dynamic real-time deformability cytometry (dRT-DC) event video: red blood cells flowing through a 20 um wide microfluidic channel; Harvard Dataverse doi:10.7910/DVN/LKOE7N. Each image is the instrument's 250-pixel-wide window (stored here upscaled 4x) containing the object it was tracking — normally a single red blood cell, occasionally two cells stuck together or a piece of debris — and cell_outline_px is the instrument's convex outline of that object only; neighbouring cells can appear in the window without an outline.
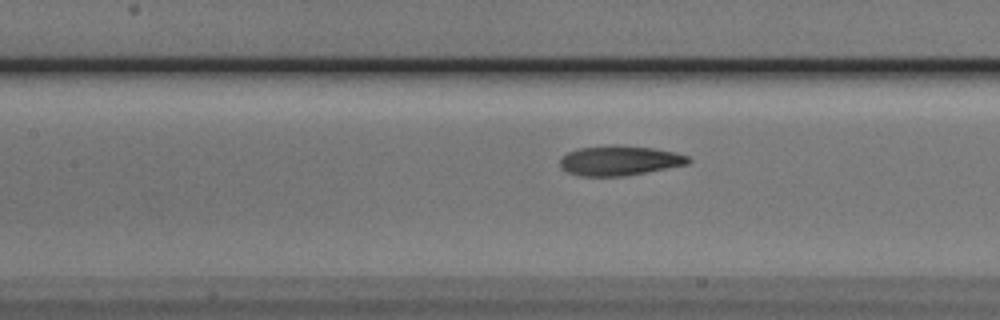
{"species": "Egyptian fruit bat (a non-hibernating species)", "species_latin": "Rousettus aegyptiacus", "temperature_condition": "cold", "stored_images_in_passage": 24, "camera_frame_rate_fps": 3000, "um_per_image_px": 0.085, "animal": {"sex": "male"}, "frame": {"image": 1, "passage_image": 21, "time_ms": 6.667, "image_size_px": [1000, 320], "cell_outline_px": [[692, 160], [688, 164], [624, 176], [580, 176], [568, 172], [560, 168], [560, 156], [568, 152], [580, 148], [612, 144], [620, 144], [652, 148], [676, 152], [688, 156]], "centroid_in_image_um": [52.64, 13.63], "position_along_channel_um": 154.8, "area_um2": 22.48}}